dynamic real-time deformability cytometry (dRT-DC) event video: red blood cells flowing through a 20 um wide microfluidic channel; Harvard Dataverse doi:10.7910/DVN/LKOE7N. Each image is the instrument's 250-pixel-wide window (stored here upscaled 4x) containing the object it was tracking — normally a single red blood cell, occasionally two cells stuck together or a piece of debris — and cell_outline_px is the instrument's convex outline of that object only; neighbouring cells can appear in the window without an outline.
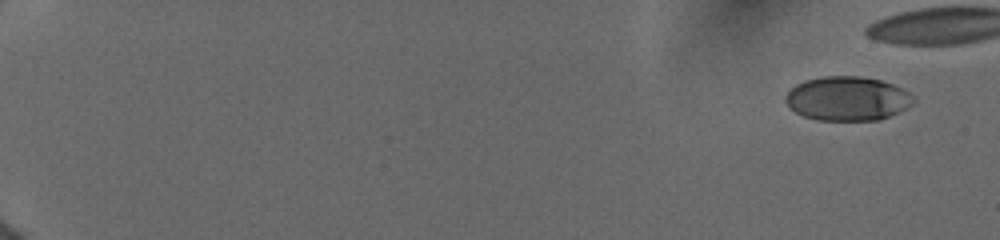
{"species": "human", "species_latin": "Homo sapiens", "temperature_condition": "cold", "stored_images_in_passage": 12, "camera_frame_rate_fps": 3000, "um_per_image_px": 0.085, "donor": {"sex": "female"}, "frame": {"image": 1, "passage_image": 1, "time_ms": 0.0, "image_size_px": [1000, 240], "cell_outline_px": [[916, 100], [908, 108], [880, 120], [816, 120], [804, 116], [788, 108], [784, 100], [784, 96], [796, 84], [804, 80], [820, 76], [860, 76], [880, 80], [904, 88], [916, 96]], "centroid_in_image_um": [72.05, 8.38], "position_along_channel_um": 13.0, "area_um2": 33.41}}
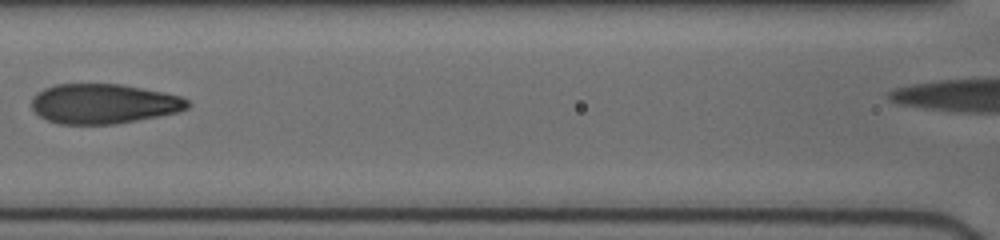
{"frame": {"image": 2, "passage_image": 10, "time_ms": 8.667, "image_size_px": [1000, 240], "cell_outline_px": [[192, 104], [188, 108], [176, 112], [116, 124], [60, 124], [48, 120], [40, 116], [32, 108], [32, 100], [36, 92], [44, 88], [56, 84], [120, 84], [164, 92], [180, 96], [188, 100]], "centroid_in_image_um": [8.8, 8.81], "position_along_channel_um": 157.8, "area_um2": 36.07}}